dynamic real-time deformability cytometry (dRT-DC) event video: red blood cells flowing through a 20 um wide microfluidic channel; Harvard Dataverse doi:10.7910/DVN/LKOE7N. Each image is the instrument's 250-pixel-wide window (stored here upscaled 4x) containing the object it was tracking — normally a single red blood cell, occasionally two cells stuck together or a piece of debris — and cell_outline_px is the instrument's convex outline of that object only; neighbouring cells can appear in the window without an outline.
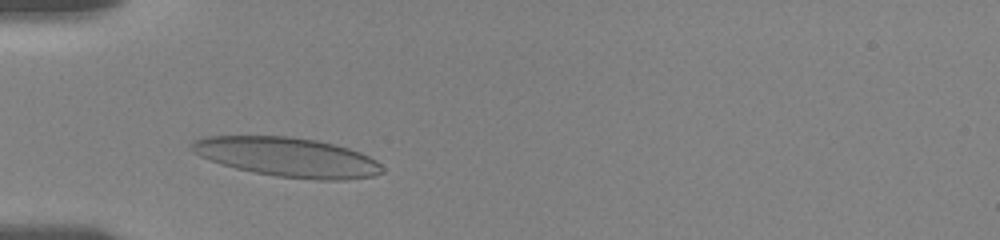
{"species": "human", "species_latin": "Homo sapiens", "temperature_condition": "room temperature", "stored_images_in_passage": 37, "camera_frame_rate_fps": 3000, "um_per_image_px": 0.085, "donor": {"sex": "female"}, "frame": {"image": 1, "passage_image": 8, "time_ms": 2.333, "image_size_px": [1000, 240], "cell_outline_px": [[384, 172], [372, 176], [344, 180], [320, 180], [276, 176], [236, 168], [220, 164], [208, 160], [192, 152], [188, 148], [188, 144], [192, 140], [200, 136], [288, 136], [316, 140], [348, 148], [360, 152], [376, 160], [384, 168]], "centroid_in_image_um": [24.36, 13.34], "position_along_channel_um": 60.6, "area_um2": 43.93}}
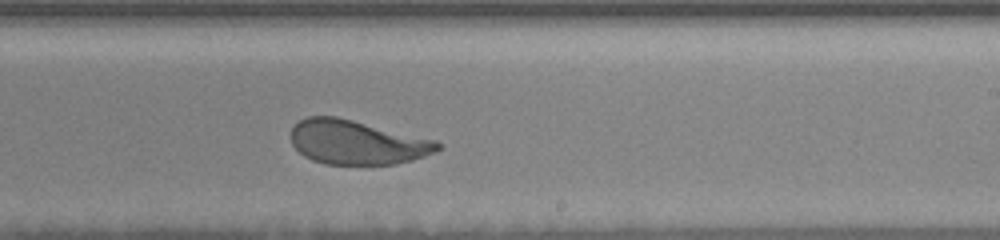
{"frame": {"image": 2, "passage_image": 25, "time_ms": 8.0, "image_size_px": [1000, 240], "cell_outline_px": [[444, 148], [436, 152], [412, 160], [396, 164], [324, 164], [312, 160], [304, 156], [292, 144], [292, 128], [300, 120], [308, 116], [336, 116], [436, 140], [444, 144]], "centroid_in_image_um": [30.38, 12.1], "position_along_channel_um": 258.6, "area_um2": 37.8}}
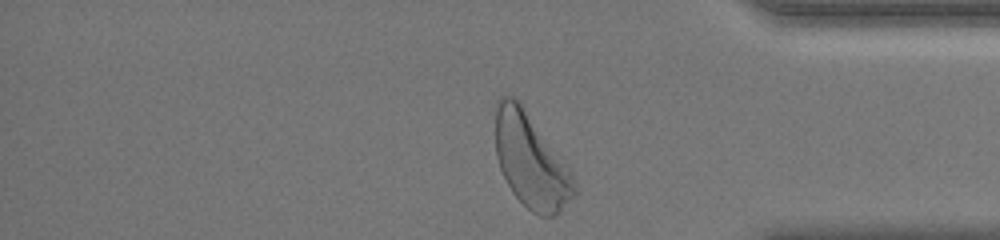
{"frame": {"image": 3, "passage_image": 37, "time_ms": 12.0, "image_size_px": [1000, 240], "cell_outline_px": [[576, 192], [560, 212], [552, 216], [540, 216], [532, 212], [512, 192], [500, 168], [496, 156], [492, 104], [500, 96], [512, 96], [520, 100], [572, 172], [576, 184]], "centroid_in_image_um": [45.07, 13.58], "position_along_channel_um": 390.1, "area_um2": 44.04}, "authors_computed_cell_mechanics": {"area_um2": 39.304, "velocity_mm_per_s": 3.5928, "shape_relaxation_time_tau1_ms": 3.825, "shape_relaxation_time_tau2_ms": 0.7309, "deformation_change_tau1": 0.1498, "deformation_change_tau2": 0.0805}}